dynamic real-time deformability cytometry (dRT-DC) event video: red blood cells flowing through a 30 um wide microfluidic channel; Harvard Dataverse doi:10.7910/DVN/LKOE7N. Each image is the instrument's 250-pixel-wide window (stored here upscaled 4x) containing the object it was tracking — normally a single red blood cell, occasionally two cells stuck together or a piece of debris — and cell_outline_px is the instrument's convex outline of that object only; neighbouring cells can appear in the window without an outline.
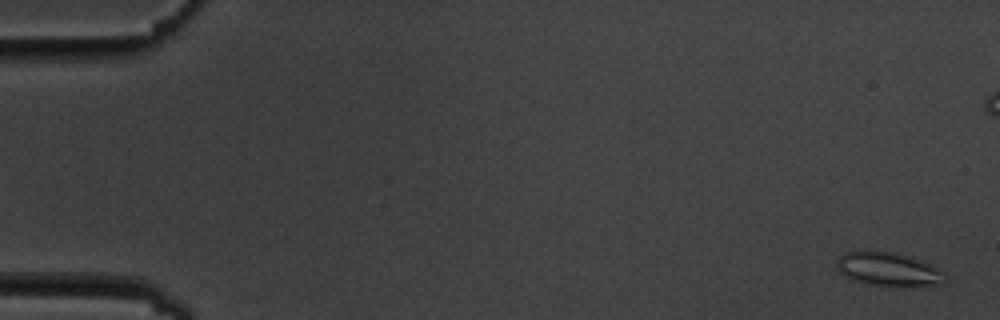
{"species": "common noctule bat (a hibernating species)", "species_latin": "Nyctalus noctula", "temperature_condition": "cold", "stored_images_in_passage": 8, "camera_frame_rate_fps": 3000, "um_per_image_px": 0.085, "animal": {"sex": "male", "body_mass_g": 19.5, "forearm_length_mm": 54.6}, "frame": {"image": 1, "passage_image": 1, "time_ms": 0.0, "image_size_px": [1000, 320], "cell_outline_px": [[948, 276], [940, 284], [868, 284], [852, 280], [840, 272], [836, 264], [836, 260], [844, 252], [860, 248], [868, 248], [892, 252], [908, 256], [920, 260], [936, 268]], "centroid_in_image_um": [75.38, 22.8], "position_along_channel_um": 9.6, "area_um2": 20.98}}
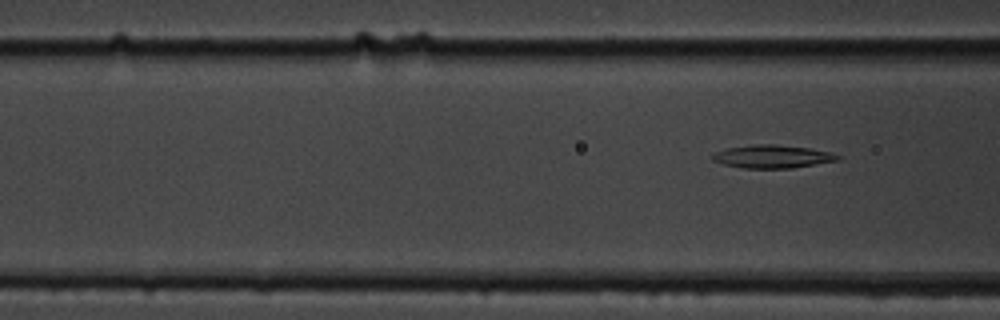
{"frame": {"image": 2, "passage_image": 8, "time_ms": 9.0, "image_size_px": [1000, 320], "cell_outline_px": [[840, 160], [792, 168], [744, 168], [724, 164], [712, 160], [712, 156], [716, 152], [728, 148], [752, 144], [776, 144], [808, 148], [828, 152], [840, 156]], "centroid_in_image_um": [65.65, 13.3], "position_along_channel_um": 100.9, "area_um2": 16.65}}